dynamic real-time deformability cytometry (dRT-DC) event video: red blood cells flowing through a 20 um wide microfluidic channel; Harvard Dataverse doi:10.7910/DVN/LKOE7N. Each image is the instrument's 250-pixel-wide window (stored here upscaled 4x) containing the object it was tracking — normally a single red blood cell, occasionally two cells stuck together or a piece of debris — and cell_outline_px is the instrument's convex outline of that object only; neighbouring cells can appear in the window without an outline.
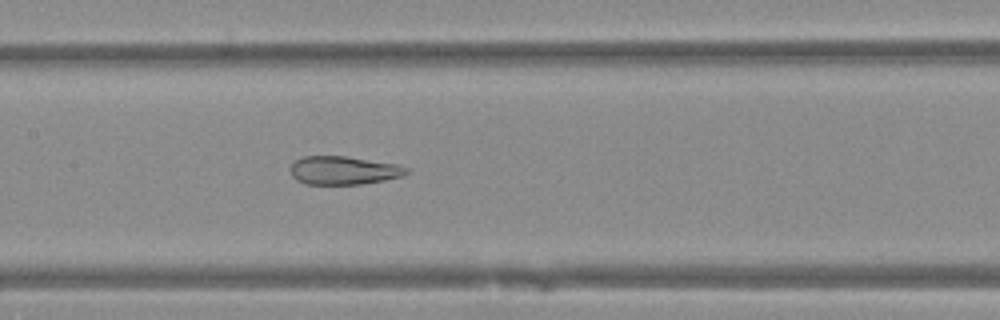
{"species": "Egyptian fruit bat (a non-hibernating species)", "species_latin": "Rousettus aegyptiacus", "temperature_condition": "warm", "stored_images_in_passage": 50, "camera_frame_rate_fps": 3000, "um_per_image_px": 0.085, "animal": {"sex": "female"}, "frame": {"image": 1, "passage_image": 24, "time_ms": 7.667, "image_size_px": [1000, 320], "cell_outline_px": [[408, 172], [404, 176], [384, 180], [360, 184], [304, 184], [296, 180], [292, 176], [288, 168], [296, 160], [304, 156], [344, 156], [396, 164], [408, 168]], "centroid_in_image_um": [29.17, 14.49], "position_along_channel_um": 178.2, "area_um2": 19.19}}
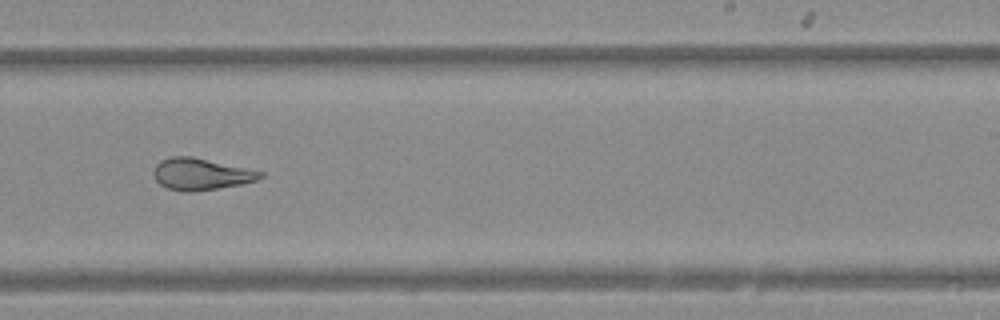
{"frame": {"image": 2, "passage_image": 31, "time_ms": 10.0, "image_size_px": [1000, 320], "cell_outline_px": [[264, 176], [256, 180], [240, 184], [192, 192], [184, 192], [168, 188], [160, 184], [156, 180], [152, 172], [156, 164], [160, 160], [172, 156], [192, 156], [264, 172]], "centroid_in_image_um": [17.05, 14.79], "position_along_channel_um": 272.0, "area_um2": 19.59}}
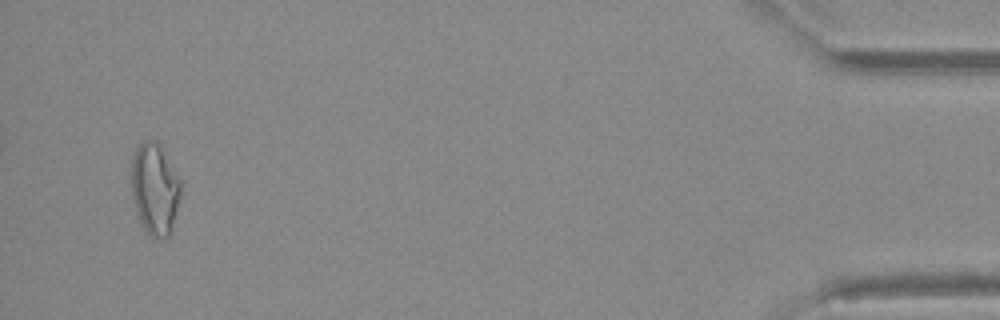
{"frame": {"image": 3, "passage_image": 48, "time_ms": 15.667, "image_size_px": [1000, 320], "cell_outline_px": [[180, 196], [172, 232], [168, 236], [152, 236], [144, 228], [136, 212], [132, 196], [132, 156], [136, 148], [144, 140], [156, 140], [160, 144], [180, 180]], "centroid_in_image_um": [13.16, 16.03], "position_along_channel_um": 422.0, "area_um2": 26.07}}